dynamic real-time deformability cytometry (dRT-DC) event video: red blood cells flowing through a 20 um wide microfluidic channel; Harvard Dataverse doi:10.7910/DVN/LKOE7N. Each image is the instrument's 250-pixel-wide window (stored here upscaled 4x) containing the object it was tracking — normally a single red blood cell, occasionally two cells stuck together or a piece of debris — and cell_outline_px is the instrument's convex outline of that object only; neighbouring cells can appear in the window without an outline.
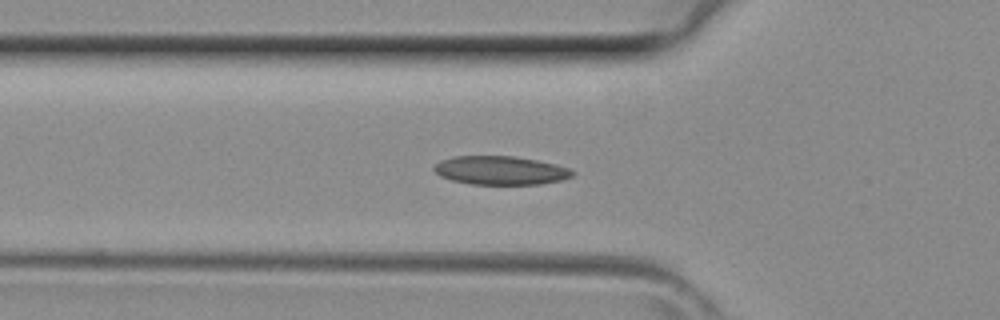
{"species": "common noctule bat (a hibernating species)", "species_latin": "Nyctalus noctula", "temperature_condition": "room temperature", "stored_images_in_passage": 40, "camera_frame_rate_fps": 3000, "um_per_image_px": 0.085, "animal": {"sex": "female", "body_mass_g": 29.2, "forearm_length_mm": 56.3}, "frame": {"image": 1, "passage_image": 13, "time_ms": 4.0, "image_size_px": [1000, 320], "cell_outline_px": [[576, 172], [572, 176], [560, 180], [540, 184], [472, 184], [452, 180], [440, 176], [432, 168], [440, 160], [452, 156], [512, 156], [536, 160], [556, 164], [568, 168]], "centroid_in_image_um": [42.52, 14.48], "position_along_channel_um": 83.3, "area_um2": 23.0}}
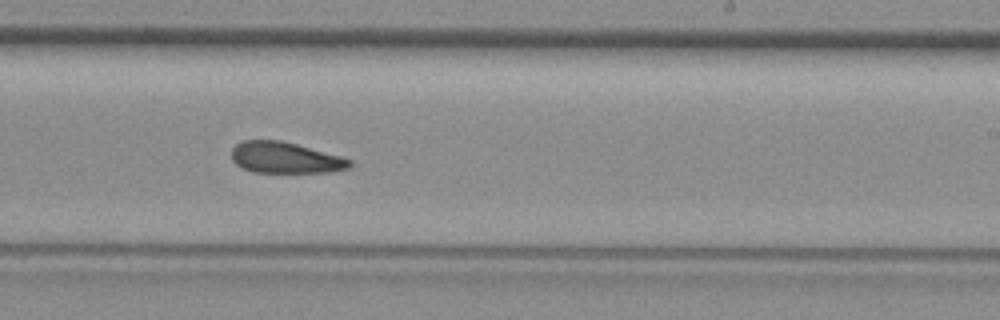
{"frame": {"image": 2, "passage_image": 24, "time_ms": 7.667, "image_size_px": [1000, 320], "cell_outline_px": [[352, 164], [348, 168], [328, 172], [252, 172], [236, 164], [232, 160], [232, 148], [236, 144], [244, 140], [280, 140], [296, 144], [340, 156], [352, 160]], "centroid_in_image_um": [24.23, 13.4], "position_along_channel_um": 264.8, "area_um2": 21.27}}
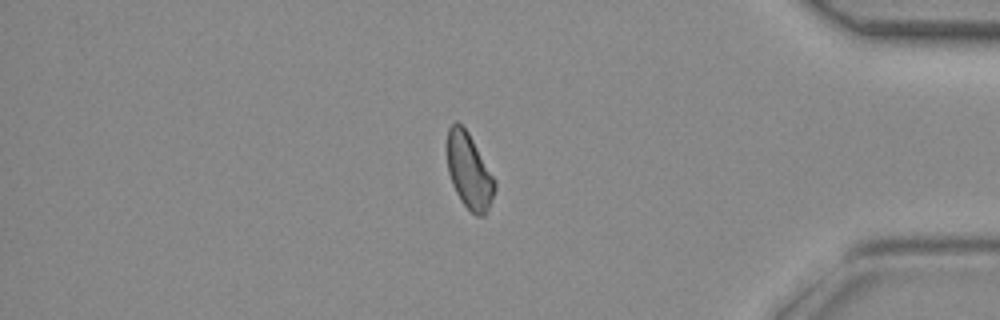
{"frame": {"image": 3, "passage_image": 34, "time_ms": 11.0, "image_size_px": [1000, 320], "cell_outline_px": [[496, 188], [488, 208], [484, 216], [476, 216], [460, 200], [452, 184], [448, 172], [448, 128], [456, 120], [468, 132], [496, 180]], "centroid_in_image_um": [39.89, 14.56], "position_along_channel_um": 395.3, "area_um2": 20.69}}